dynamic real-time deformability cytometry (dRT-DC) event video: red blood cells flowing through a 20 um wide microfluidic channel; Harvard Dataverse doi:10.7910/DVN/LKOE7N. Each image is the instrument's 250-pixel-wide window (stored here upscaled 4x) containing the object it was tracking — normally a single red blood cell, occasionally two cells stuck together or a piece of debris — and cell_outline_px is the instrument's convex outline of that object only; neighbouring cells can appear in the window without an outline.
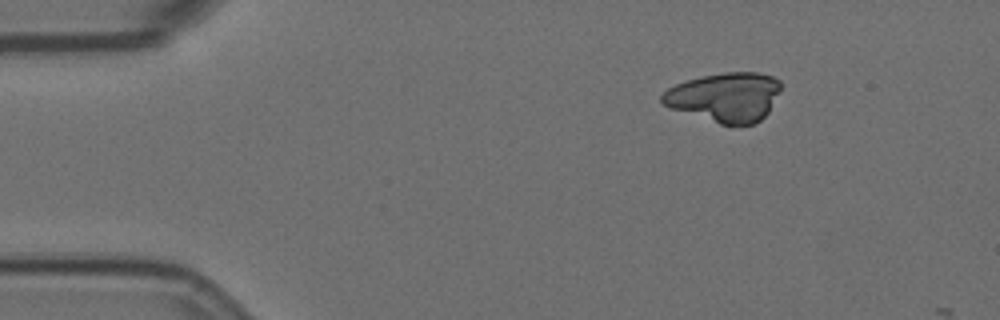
{"species": "Egyptian fruit bat (a non-hibernating species)", "species_latin": "Rousettus aegyptiacus", "temperature_condition": "room temperature", "stored_images_in_passage": 3, "camera_frame_rate_fps": 3000, "um_per_image_px": 0.085, "animal": {"sex": "female"}, "frame": {"image": 1, "passage_image": 1, "time_ms": 0.0, "image_size_px": [1000, 320], "cell_outline_px": [[780, 88], [768, 112], [760, 120], [752, 124], [720, 124], [672, 108], [664, 104], [660, 100], [660, 96], [668, 88], [676, 84], [688, 80], [704, 76], [724, 72], [756, 72], [772, 76], [780, 80]], "centroid_in_image_um": [61.62, 8.24], "position_along_channel_um": 23.4, "area_um2": 33.58}}